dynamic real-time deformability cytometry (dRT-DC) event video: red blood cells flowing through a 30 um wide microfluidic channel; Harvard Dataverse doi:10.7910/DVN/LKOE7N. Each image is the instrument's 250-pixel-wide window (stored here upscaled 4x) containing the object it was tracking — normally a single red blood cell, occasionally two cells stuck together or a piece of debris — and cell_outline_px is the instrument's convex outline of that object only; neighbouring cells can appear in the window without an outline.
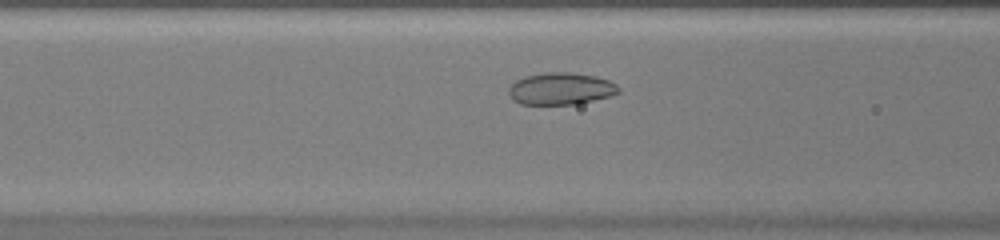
{"species": "common noctule bat (a hibernating species)", "species_latin": "Nyctalus noctula", "temperature_condition": "warm", "stored_images_in_passage": 36, "camera_frame_rate_fps": 3000, "um_per_image_px": 0.085, "animal": {"sex": "female", "body_mass_g": 20.0, "forearm_length_mm": 54.0}, "frame": {"image": 1, "passage_image": 8, "time_ms": 2.333, "image_size_px": [1000, 240], "cell_outline_px": [[616, 92], [604, 96], [588, 100], [568, 104], [524, 104], [516, 100], [512, 96], [512, 88], [520, 80], [532, 76], [588, 76], [604, 80], [612, 84], [616, 88]], "centroid_in_image_um": [47.63, 7.62], "position_along_channel_um": 119.0, "area_um2": 17.4}}
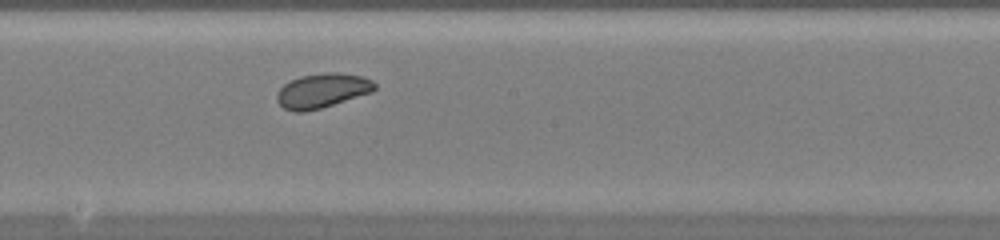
{"frame": {"image": 2, "passage_image": 15, "time_ms": 4.667, "image_size_px": [1000, 240], "cell_outline_px": [[376, 88], [368, 92], [316, 108], [284, 108], [280, 104], [280, 88], [292, 80], [304, 76], [356, 76], [368, 80], [376, 84]], "centroid_in_image_um": [27.38, 7.71], "position_along_channel_um": 220.8, "area_um2": 16.7}}
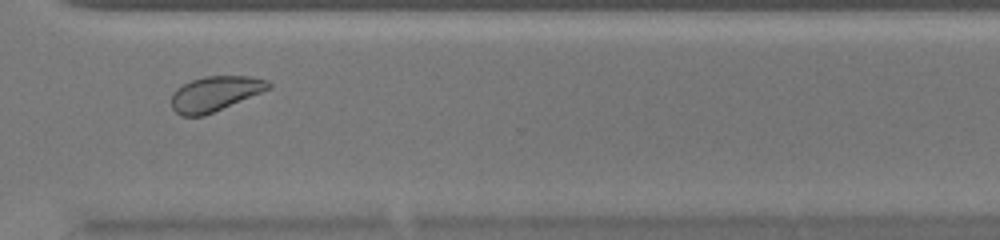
{"frame": {"image": 3, "passage_image": 24, "time_ms": 7.667, "image_size_px": [1000, 240], "cell_outline_px": [[268, 88], [212, 112], [200, 116], [184, 116], [176, 112], [172, 104], [172, 96], [184, 84], [196, 80], [212, 76], [244, 76], [260, 80], [268, 84]], "centroid_in_image_um": [18.19, 7.98], "position_along_channel_um": 352.4, "area_um2": 18.21}}